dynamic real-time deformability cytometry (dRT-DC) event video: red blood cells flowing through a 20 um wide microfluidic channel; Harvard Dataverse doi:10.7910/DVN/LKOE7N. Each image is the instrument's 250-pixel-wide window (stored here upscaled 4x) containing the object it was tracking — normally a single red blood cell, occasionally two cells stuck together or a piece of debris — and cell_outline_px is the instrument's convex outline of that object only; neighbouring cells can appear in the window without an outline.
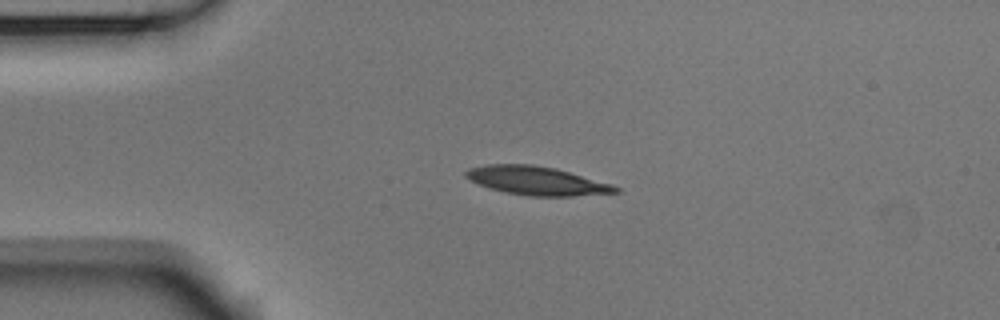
{"species": "Egyptian fruit bat (a non-hibernating species)", "species_latin": "Rousettus aegyptiacus", "temperature_condition": "room temperature", "stored_images_in_passage": 42, "camera_frame_rate_fps": 3000, "um_per_image_px": 0.085, "animal": {"sex": "male"}, "frame": {"image": 1, "passage_image": 1, "time_ms": 0.0, "image_size_px": [1000, 320], "cell_outline_px": [[620, 192], [572, 196], [528, 196], [504, 192], [488, 188], [464, 176], [464, 172], [468, 168], [488, 164], [532, 164], [556, 168], [612, 184], [620, 188]], "centroid_in_image_um": [45.62, 15.36], "position_along_channel_um": 39.4, "area_um2": 24.97}}
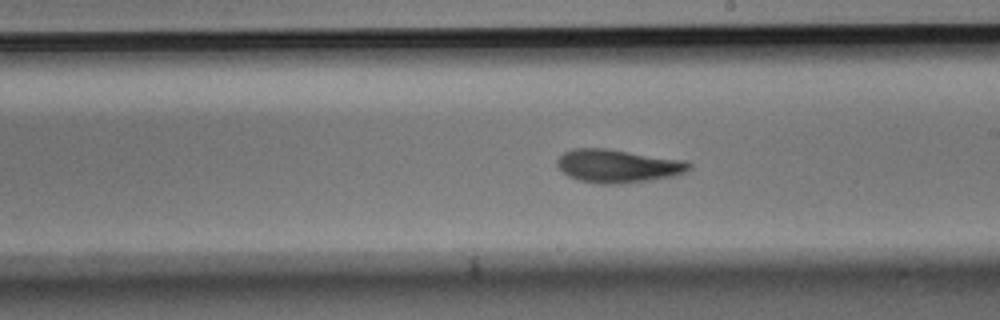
{"frame": {"image": 2, "passage_image": 19, "time_ms": 6.0, "image_size_px": [1000, 320], "cell_outline_px": [[692, 168], [684, 172], [672, 176], [648, 180], [620, 184], [596, 184], [580, 180], [568, 176], [556, 164], [556, 160], [564, 152], [572, 148], [604, 148], [688, 160], [692, 164]], "centroid_in_image_um": [52.53, 14.1], "position_along_channel_um": 236.5, "area_um2": 25.66}}
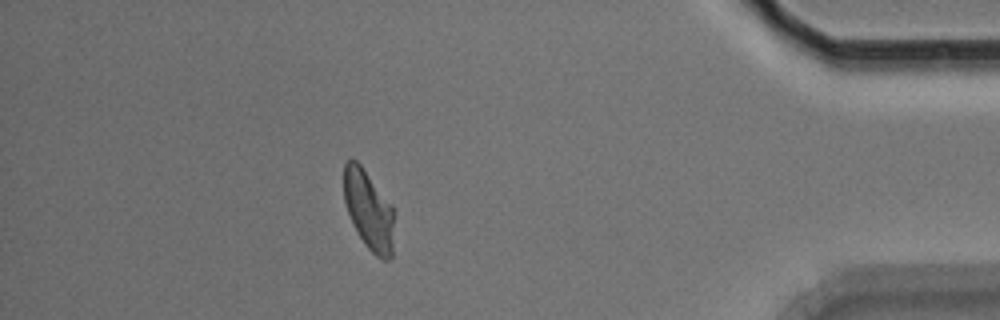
{"frame": {"image": 3, "passage_image": 36, "time_ms": 11.667, "image_size_px": [1000, 320], "cell_outline_px": [[392, 256], [388, 260], [380, 260], [364, 244], [348, 212], [344, 200], [344, 164], [348, 160], [356, 160], [360, 164], [392, 204]], "centroid_in_image_um": [31.33, 17.85], "position_along_channel_um": 403.9, "area_um2": 22.77}, "authors_computed_cell_mechanics": {"area_um2": 24.3338, "velocity_mm_per_s": 3.7405, "shape_relaxation_time_tau1_ms": 5.1157, "shape_relaxation_time_tau2_ms": 3.1852, "deformation_change_tau1": 0.1729, "deformation_change_tau2": 0.1017}}